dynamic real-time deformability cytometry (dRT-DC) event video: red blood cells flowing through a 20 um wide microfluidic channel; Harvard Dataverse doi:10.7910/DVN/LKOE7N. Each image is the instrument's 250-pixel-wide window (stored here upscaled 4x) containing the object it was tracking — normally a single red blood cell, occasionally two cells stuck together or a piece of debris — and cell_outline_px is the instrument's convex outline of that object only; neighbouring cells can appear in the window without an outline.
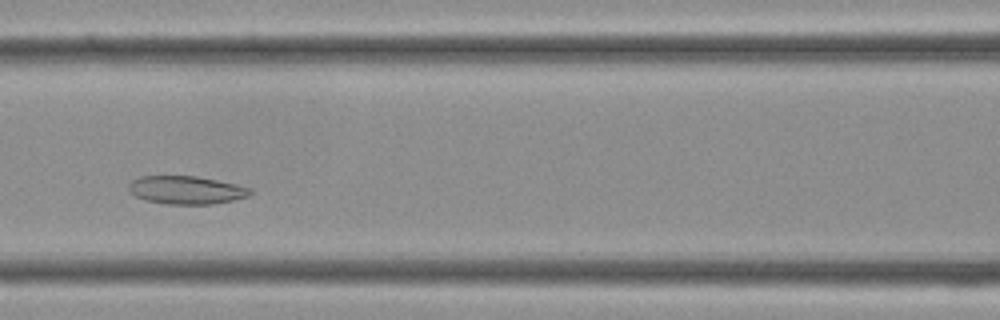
{"species": "Egyptian fruit bat (a non-hibernating species)", "species_latin": "Rousettus aegyptiacus", "temperature_condition": "cold", "stored_images_in_passage": 31, "camera_frame_rate_fps": 3000, "um_per_image_px": 0.085, "frame": {"image": 1, "passage_image": 11, "time_ms": 3.333, "image_size_px": [1000, 320], "cell_outline_px": [[252, 192], [248, 196], [232, 200], [212, 204], [168, 204], [144, 200], [128, 192], [128, 184], [132, 180], [140, 176], [196, 176], [236, 184], [252, 188]], "centroid_in_image_um": [15.8, 16.15], "position_along_channel_um": 150.8, "area_um2": 19.94}}
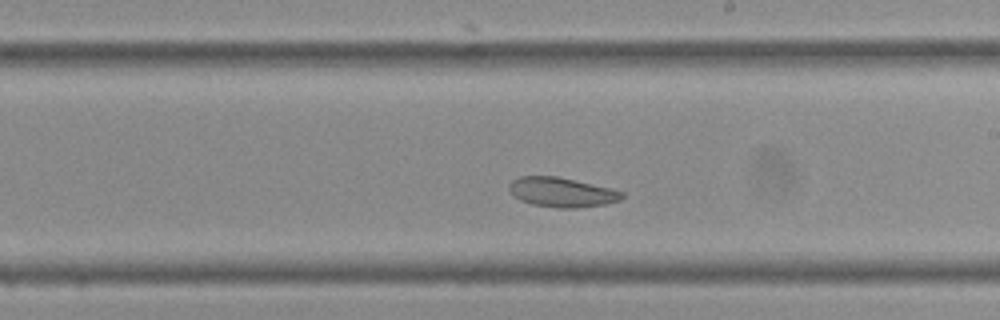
{"frame": {"image": 2, "passage_image": 16, "time_ms": 5.0, "image_size_px": [1000, 320], "cell_outline_px": [[624, 196], [620, 200], [604, 204], [576, 208], [560, 208], [532, 204], [520, 200], [512, 196], [508, 188], [508, 184], [512, 180], [520, 176], [556, 176], [608, 188], [624, 192]], "centroid_in_image_um": [47.69, 16.34], "position_along_channel_um": 241.3, "area_um2": 19.31}}
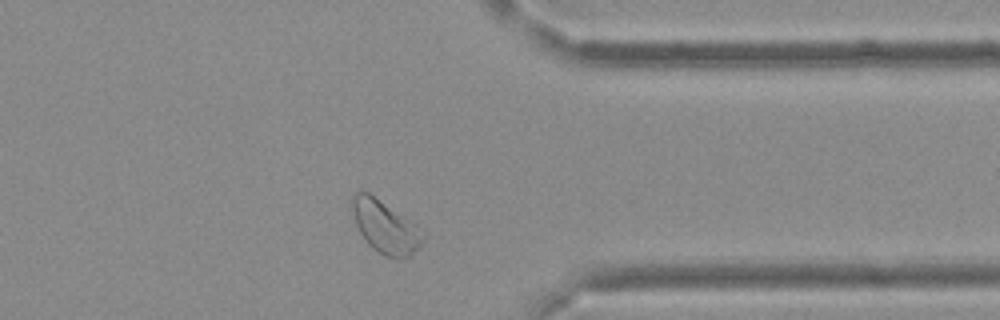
{"frame": {"image": 3, "passage_image": 24, "time_ms": 7.667, "image_size_px": [1000, 320], "cell_outline_px": [[428, 236], [420, 248], [408, 256], [384, 256], [372, 248], [368, 244], [360, 232], [348, 208], [356, 192], [368, 192], [416, 224]], "centroid_in_image_um": [32.75, 19.27], "position_along_channel_um": 378.6, "area_um2": 21.73}}